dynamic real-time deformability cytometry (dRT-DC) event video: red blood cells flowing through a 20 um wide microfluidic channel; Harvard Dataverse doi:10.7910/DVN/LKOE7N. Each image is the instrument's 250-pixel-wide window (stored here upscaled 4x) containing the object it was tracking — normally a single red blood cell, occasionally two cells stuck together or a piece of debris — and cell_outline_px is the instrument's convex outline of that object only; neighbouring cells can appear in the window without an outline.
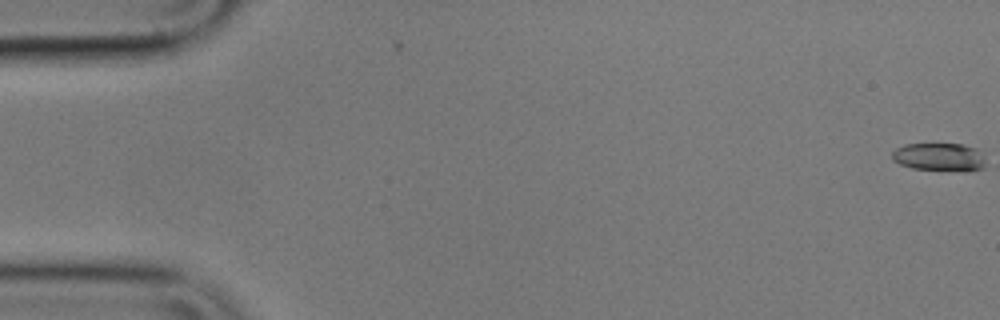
{"species": "common noctule bat (a hibernating species)", "species_latin": "Nyctalus noctula", "temperature_condition": "cold", "stored_images_in_passage": 57, "camera_frame_rate_fps": 3000, "um_per_image_px": 0.085, "animal": {"sex": "male", "body_mass_g": 17.9}, "frame": {"image": 1, "passage_image": 1, "time_ms": 0.0, "image_size_px": [1000, 320], "cell_outline_px": [[984, 168], [912, 168], [900, 164], [892, 160], [892, 152], [896, 148], [904, 144], [964, 144], [976, 148], [984, 160]], "centroid_in_image_um": [79.74, 13.28], "position_along_channel_um": 5.3, "area_um2": 14.39}}
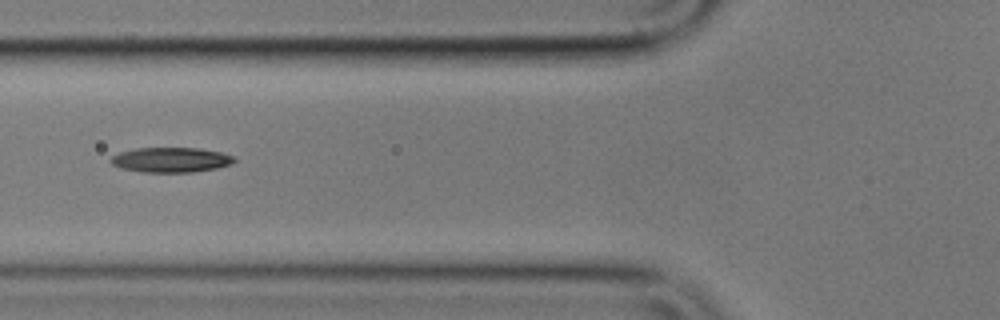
{"frame": {"image": 2, "passage_image": 22, "time_ms": 7.0, "image_size_px": [1000, 320], "cell_outline_px": [[236, 160], [232, 164], [216, 168], [192, 172], [140, 172], [120, 168], [112, 164], [108, 160], [112, 156], [120, 152], [136, 148], [200, 148], [220, 152], [232, 156]], "centroid_in_image_um": [14.49, 13.59], "position_along_channel_um": 111.3, "area_um2": 17.98}}
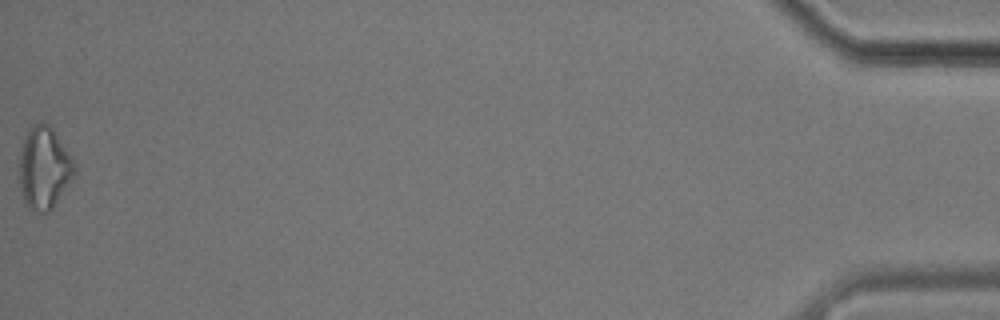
{"frame": {"image": 3, "passage_image": 57, "time_ms": 18.667, "image_size_px": [1000, 320], "cell_outline_px": [[76, 168], [72, 176], [52, 208], [48, 212], [32, 212], [24, 204], [20, 188], [16, 160], [24, 136], [28, 128], [32, 124], [40, 120], [48, 124], [52, 128], [76, 164]], "centroid_in_image_um": [3.66, 14.24], "position_along_channel_um": 431.5, "area_um2": 26.93}, "authors_computed_cell_mechanics": {"area_um2": 17.5712, "velocity_mm_per_s": 3.5861, "shape_relaxation_time_tau1_ms": 7.0089, "shape_relaxation_time_tau2_ms": 4.0992, "deformation_change_tau1": 0.1669, "deformation_change_tau2": 0.1211}}